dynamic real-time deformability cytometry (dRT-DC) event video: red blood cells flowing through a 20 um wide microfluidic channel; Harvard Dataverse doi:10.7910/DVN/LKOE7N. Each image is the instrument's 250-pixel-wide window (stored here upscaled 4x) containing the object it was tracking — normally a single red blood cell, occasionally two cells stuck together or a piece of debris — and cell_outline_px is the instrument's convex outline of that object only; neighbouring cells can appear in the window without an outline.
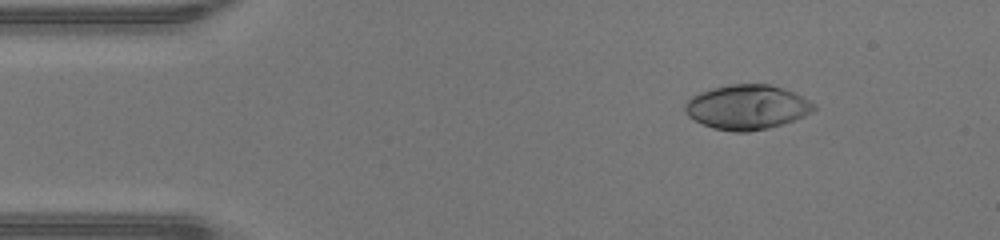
{"species": "human", "species_latin": "Homo sapiens", "temperature_condition": "warm", "stored_images_in_passage": 41, "camera_frame_rate_fps": 3000, "um_per_image_px": 0.085, "donor": {"sex": "male"}, "frame": {"image": 1, "passage_image": 1, "time_ms": 0.0, "image_size_px": [1000, 240], "cell_outline_px": [[816, 108], [812, 112], [804, 116], [768, 128], [748, 132], [732, 132], [712, 128], [688, 116], [684, 112], [684, 104], [692, 96], [700, 92], [712, 88], [732, 84], [768, 84], [784, 88], [816, 104]], "centroid_in_image_um": [63.47, 9.11], "position_along_channel_um": 21.5, "area_um2": 33.35}}
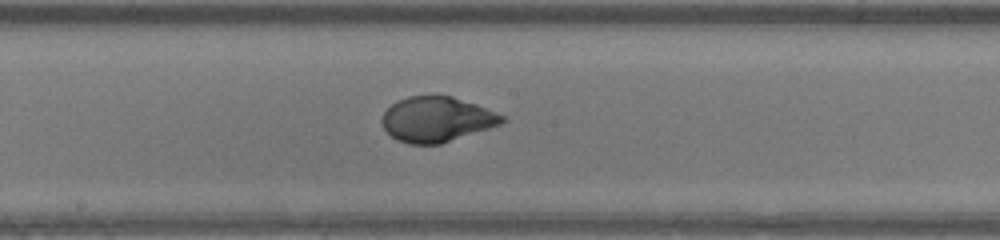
{"frame": {"image": 2, "passage_image": 19, "time_ms": 6.0, "image_size_px": [1000, 240], "cell_outline_px": [[508, 120], [500, 124], [440, 144], [408, 144], [396, 140], [384, 128], [380, 120], [384, 112], [392, 104], [408, 96], [432, 92], [436, 92], [452, 96], [476, 104], [504, 116]], "centroid_in_image_um": [37.09, 10.1], "position_along_channel_um": 211.1, "area_um2": 31.96}}
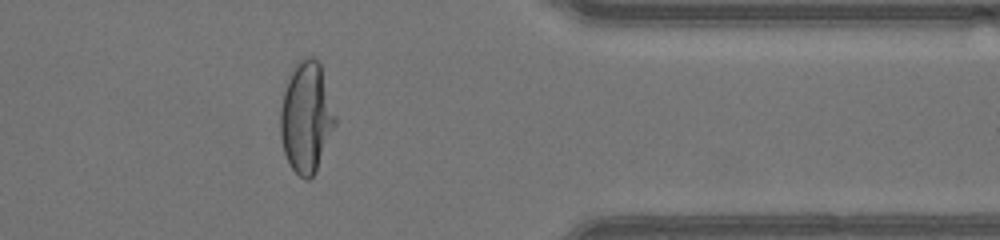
{"frame": {"image": 3, "passage_image": 32, "time_ms": 10.333, "image_size_px": [1000, 240], "cell_outline_px": [[336, 124], [316, 172], [308, 180], [304, 180], [288, 164], [284, 152], [280, 136], [280, 108], [284, 88], [296, 60], [304, 56], [312, 56], [320, 64], [336, 116]], "centroid_in_image_um": [26.02, 9.96], "position_along_channel_um": 385.4, "area_um2": 35.66}, "authors_computed_cell_mechanics": {"area_um2": 32.4258, "velocity_mm_per_s": 4.4546, "shape_relaxation_time_tau1_ms": 4.17, "shape_relaxation_time_tau2_ms": null, "deformation_change_tau1": 0.2589, "deformation_change_tau2": null}}